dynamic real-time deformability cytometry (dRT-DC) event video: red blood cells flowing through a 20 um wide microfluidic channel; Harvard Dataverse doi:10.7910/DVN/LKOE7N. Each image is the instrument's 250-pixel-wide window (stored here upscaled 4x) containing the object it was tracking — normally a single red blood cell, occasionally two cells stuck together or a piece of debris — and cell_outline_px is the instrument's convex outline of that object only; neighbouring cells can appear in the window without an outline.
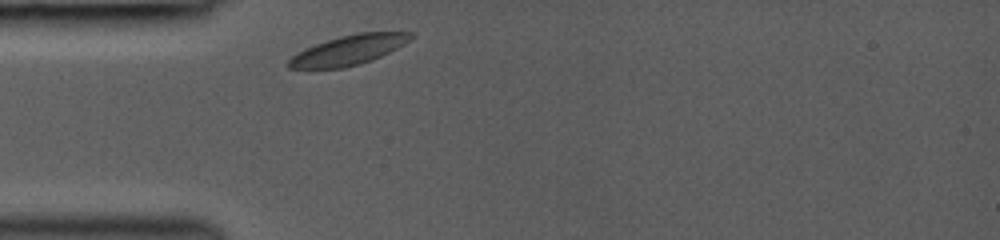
{"species": "common noctule bat (a hibernating species)", "species_latin": "Nyctalus noctula", "temperature_condition": "room temperature", "stored_images_in_passage": 28, "camera_frame_rate_fps": 3000, "um_per_image_px": 0.085, "animal": {"sex": "female", "body_mass_g": 19.0, "forearm_length_mm": 53.3}, "frame": {"image": 1, "passage_image": 1, "time_ms": 0.0, "image_size_px": [1000, 240], "cell_outline_px": [[416, 36], [404, 44], [380, 56], [360, 64], [344, 68], [312, 72], [288, 68], [284, 64], [296, 52], [316, 44], [340, 36], [356, 32], [416, 32]], "centroid_in_image_um": [29.52, 4.31], "position_along_channel_um": 55.5, "area_um2": 21.96}}
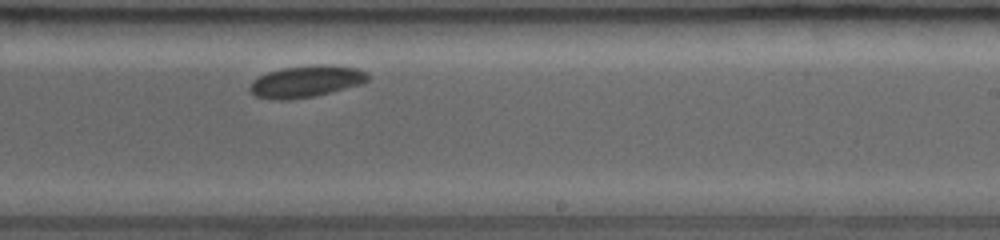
{"frame": {"image": 2, "passage_image": 17, "time_ms": 5.333, "image_size_px": [1000, 240], "cell_outline_px": [[368, 80], [360, 84], [316, 96], [288, 100], [272, 100], [256, 96], [248, 92], [248, 88], [252, 80], [268, 72], [284, 68], [316, 64], [324, 64], [356, 68], [368, 72]], "centroid_in_image_um": [25.98, 6.93], "position_along_channel_um": 263.0, "area_um2": 21.91}}
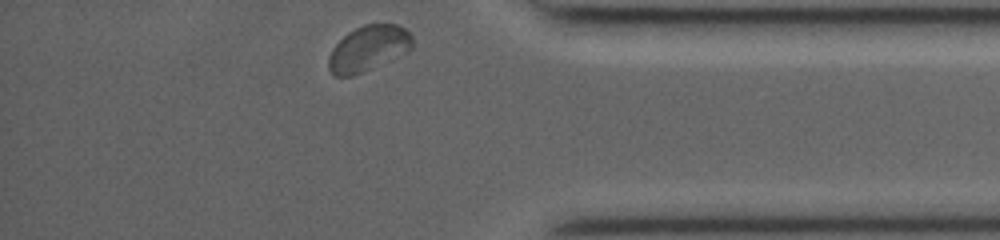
{"frame": {"image": 3, "passage_image": 28, "time_ms": 9.0, "image_size_px": [1000, 240], "cell_outline_px": [[412, 48], [408, 52], [352, 76], [336, 76], [328, 68], [328, 56], [332, 48], [348, 32], [364, 24], [396, 24], [404, 28], [412, 36]], "centroid_in_image_um": [31.3, 4.11], "position_along_channel_um": 403.9, "area_um2": 22.02}, "authors_computed_cell_mechanics": {"area_um2": 21.7617, "velocity_mm_per_s": 4.0144, "shape_relaxation_time_tau1_ms": 1.2109, "shape_relaxation_time_tau2_ms": null, "deformation_change_tau1": 0.0504, "deformation_change_tau2": null}}